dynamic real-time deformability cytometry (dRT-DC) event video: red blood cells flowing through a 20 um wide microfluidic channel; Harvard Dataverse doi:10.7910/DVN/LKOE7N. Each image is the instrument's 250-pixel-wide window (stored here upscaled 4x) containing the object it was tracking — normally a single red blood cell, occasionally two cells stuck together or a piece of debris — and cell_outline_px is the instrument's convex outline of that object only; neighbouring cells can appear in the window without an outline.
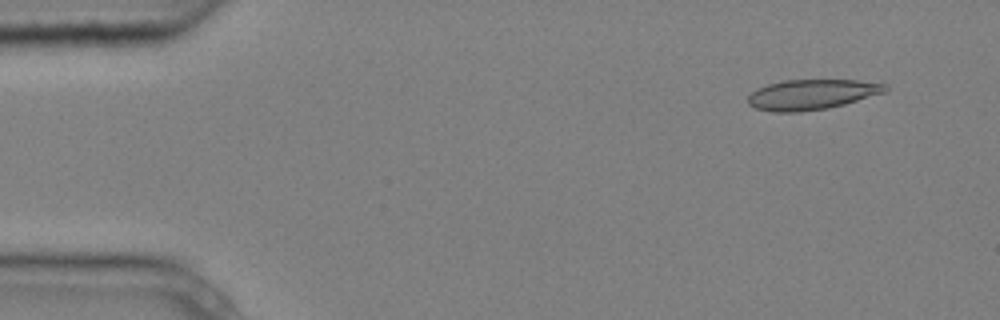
{"species": "common noctule bat (a hibernating species)", "species_latin": "Nyctalus noctula", "temperature_condition": "cold", "stored_images_in_passage": 5, "camera_frame_rate_fps": 3000, "um_per_image_px": 0.085, "animal": {"sex": "male", "body_mass_g": 20.4}, "frame": {"image": 1, "passage_image": 2, "time_ms": 0.333, "image_size_px": [1000, 320], "cell_outline_px": [[888, 88], [884, 92], [844, 104], [828, 108], [800, 112], [772, 112], [756, 108], [748, 104], [748, 96], [756, 88], [768, 84], [784, 80], [856, 80], [888, 84]], "centroid_in_image_um": [68.97, 8.03], "position_along_channel_um": 16.0, "area_um2": 24.1}}
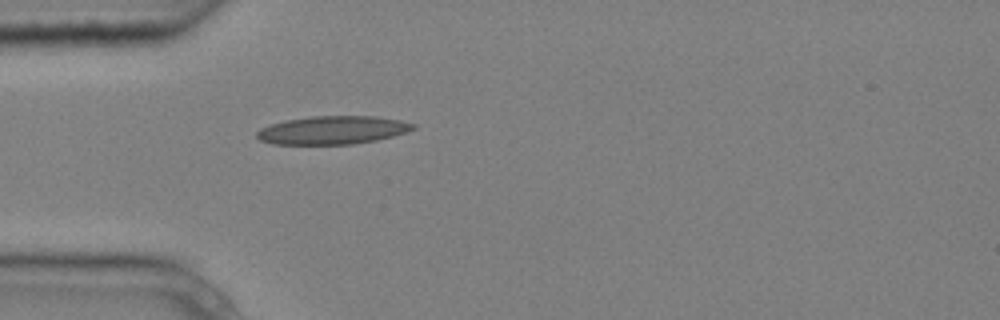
{"frame": {"image": 2, "passage_image": 5, "time_ms": 1.333, "image_size_px": [1000, 320], "cell_outline_px": [[416, 128], [392, 136], [376, 140], [352, 144], [272, 144], [260, 140], [256, 136], [256, 132], [260, 128], [272, 124], [288, 120], [312, 116], [376, 116], [400, 120], [416, 124]], "centroid_in_image_um": [28.27, 11.06], "position_along_channel_um": 56.7, "area_um2": 25.55}}